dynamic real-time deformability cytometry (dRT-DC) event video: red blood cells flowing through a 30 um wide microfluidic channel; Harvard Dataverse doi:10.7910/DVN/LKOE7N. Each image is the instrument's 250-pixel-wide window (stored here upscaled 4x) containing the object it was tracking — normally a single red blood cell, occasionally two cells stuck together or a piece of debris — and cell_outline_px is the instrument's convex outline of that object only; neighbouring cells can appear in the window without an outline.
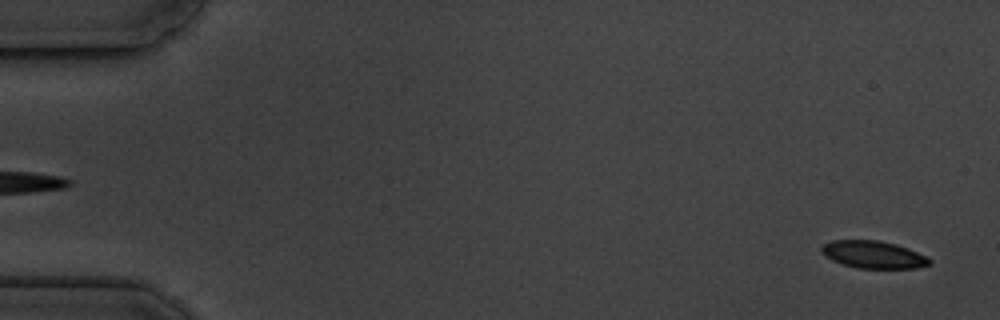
{"species": "common noctule bat (a hibernating species)", "species_latin": "Nyctalus noctula", "temperature_condition": "cold", "stored_images_in_passage": 4, "camera_frame_rate_fps": 3000, "um_per_image_px": 0.085, "animal": {"sex": "male", "body_mass_g": 19.5, "forearm_length_mm": 54.6}, "frame": {"image": 1, "passage_image": 1, "time_ms": 0.0, "image_size_px": [1000, 320], "cell_outline_px": [[932, 264], [916, 268], [856, 268], [832, 260], [824, 256], [820, 252], [820, 248], [824, 244], [832, 240], [880, 240], [896, 244], [908, 248], [928, 256], [932, 260]], "centroid_in_image_um": [74.26, 21.64], "position_along_channel_um": 10.7, "area_um2": 17.46}}